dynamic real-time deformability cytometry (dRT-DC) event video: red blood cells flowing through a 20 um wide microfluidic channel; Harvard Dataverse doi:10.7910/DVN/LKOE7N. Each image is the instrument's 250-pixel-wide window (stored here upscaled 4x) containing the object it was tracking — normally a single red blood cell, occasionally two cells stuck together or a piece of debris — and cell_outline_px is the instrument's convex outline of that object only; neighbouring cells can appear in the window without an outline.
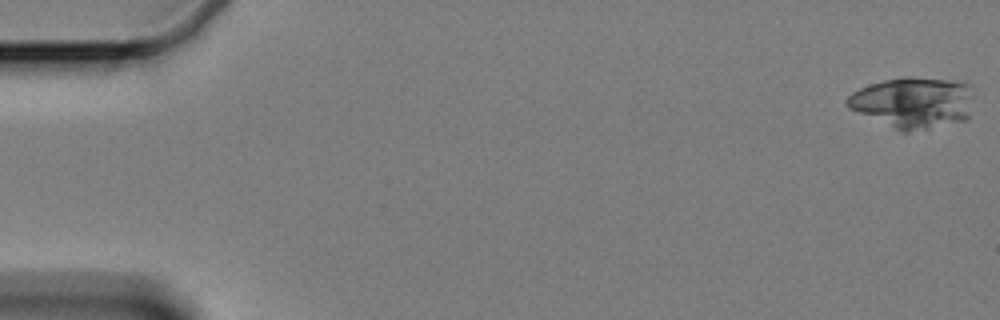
{"species": "Egyptian fruit bat (a non-hibernating species)", "species_latin": "Rousettus aegyptiacus", "temperature_condition": "cold", "stored_images_in_passage": 23, "camera_frame_rate_fps": 3000, "um_per_image_px": 0.085, "animal": {"sex": "female"}, "frame": {"image": 1, "passage_image": 1, "time_ms": 0.0, "image_size_px": [1000, 320], "cell_outline_px": [[968, 116], [964, 120], [928, 128], [908, 132], [904, 132], [848, 108], [844, 104], [844, 100], [852, 92], [860, 88], [884, 80], [904, 76], [908, 76], [944, 80], [968, 84]], "centroid_in_image_um": [77.51, 8.71], "position_along_channel_um": 7.5, "area_um2": 36.59}}
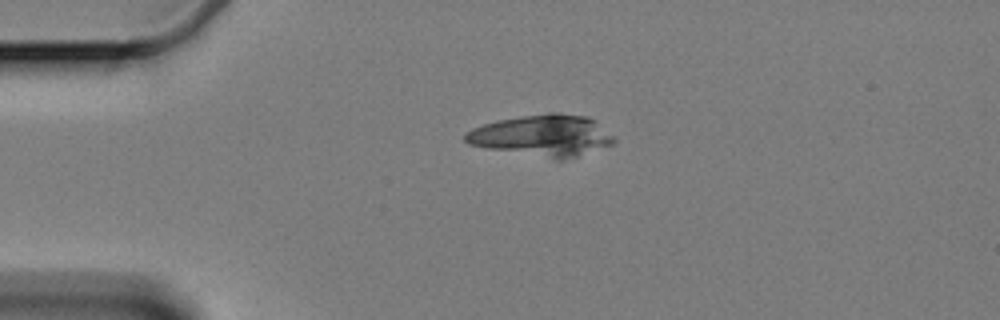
{"frame": {"image": 2, "passage_image": 14, "time_ms": 4.333, "image_size_px": [1000, 320], "cell_outline_px": [[616, 140], [612, 144], [576, 156], [560, 160], [556, 160], [488, 148], [468, 144], [464, 140], [464, 132], [472, 128], [496, 120], [520, 116], [548, 112], [560, 112], [588, 116], [616, 136]], "centroid_in_image_um": [46.11, 11.5], "position_along_channel_um": 38.9, "area_um2": 36.07}}